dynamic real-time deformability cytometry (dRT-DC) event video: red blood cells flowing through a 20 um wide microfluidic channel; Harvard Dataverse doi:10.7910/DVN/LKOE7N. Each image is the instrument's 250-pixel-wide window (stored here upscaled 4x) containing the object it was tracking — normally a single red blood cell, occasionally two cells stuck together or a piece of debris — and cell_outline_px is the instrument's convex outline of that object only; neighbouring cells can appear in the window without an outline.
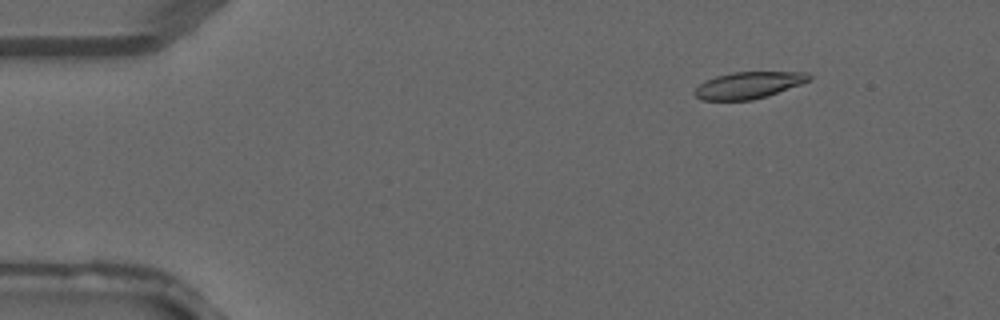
{"species": "common noctule bat (a hibernating species)", "species_latin": "Nyctalus noctula", "temperature_condition": "warm", "stored_images_in_passage": 36, "camera_frame_rate_fps": 3000, "um_per_image_px": 0.085, "animal": {"sex": "male", "forearm_length_mm": 52.5}, "frame": {"image": 1, "passage_image": 2, "time_ms": 0.333, "image_size_px": [1000, 320], "cell_outline_px": [[812, 80], [768, 96], [752, 100], [700, 100], [692, 92], [704, 80], [716, 76], [732, 72], [808, 72], [812, 76]], "centroid_in_image_um": [63.63, 7.24], "position_along_channel_um": 21.4, "area_um2": 17.98}}
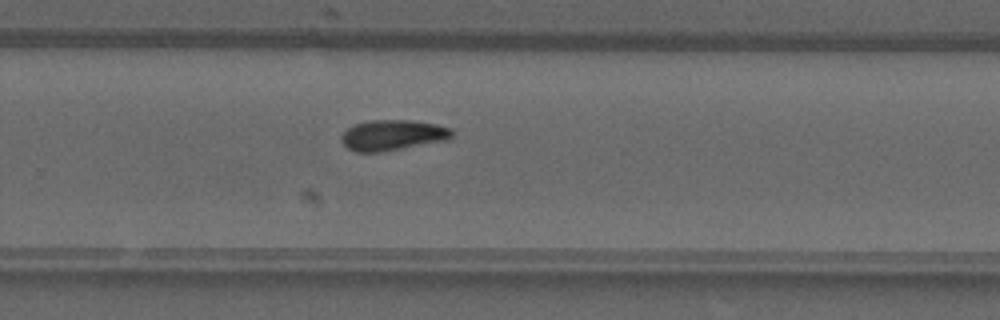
{"frame": {"image": 2, "passage_image": 23, "time_ms": 7.333, "image_size_px": [1000, 320], "cell_outline_px": [[452, 136], [448, 140], [380, 152], [356, 152], [348, 148], [340, 140], [340, 136], [348, 128], [356, 124], [368, 120], [408, 120], [436, 124], [452, 128]], "centroid_in_image_um": [33.37, 11.48], "position_along_channel_um": 296.4, "area_um2": 19.65}}
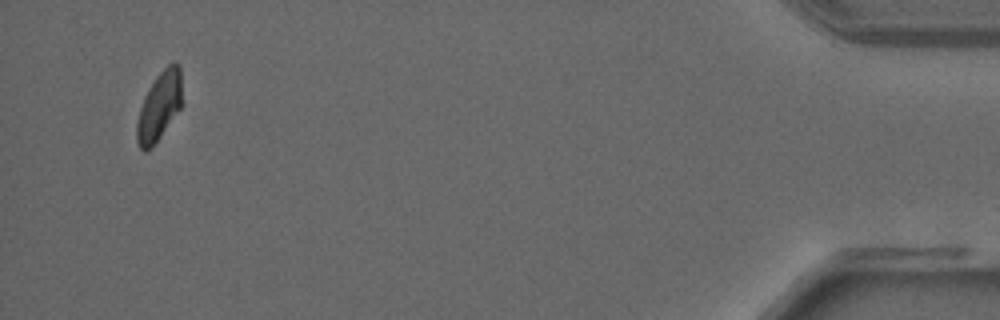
{"frame": {"image": 3, "passage_image": 35, "time_ms": 11.333, "image_size_px": [1000, 320], "cell_outline_px": [[180, 108], [152, 148], [144, 152], [140, 148], [136, 140], [136, 124], [140, 108], [144, 96], [148, 88], [156, 76], [172, 60], [180, 64]], "centroid_in_image_um": [13.5, 9.03], "position_along_channel_um": 421.7, "area_um2": 17.92}}